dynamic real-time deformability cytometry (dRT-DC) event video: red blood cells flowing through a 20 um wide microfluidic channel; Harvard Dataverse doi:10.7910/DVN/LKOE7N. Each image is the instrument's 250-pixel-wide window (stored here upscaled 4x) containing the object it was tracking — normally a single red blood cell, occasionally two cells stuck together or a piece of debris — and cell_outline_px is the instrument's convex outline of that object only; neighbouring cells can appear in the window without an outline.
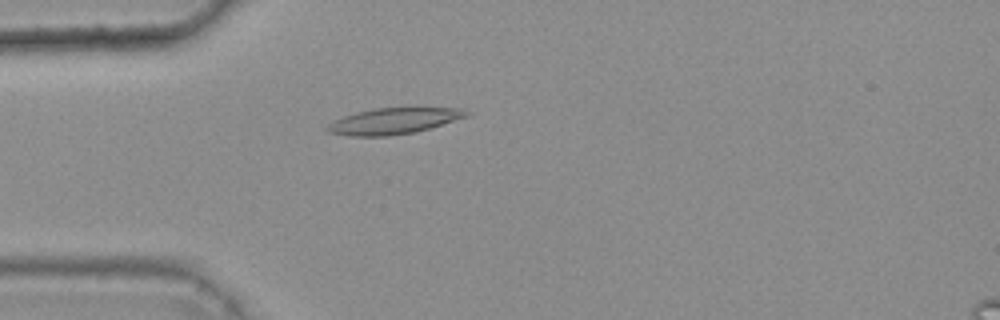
{"species": "common noctule bat (a hibernating species)", "species_latin": "Nyctalus noctula", "temperature_condition": "warm", "stored_images_in_passage": 41, "camera_frame_rate_fps": 3000, "um_per_image_px": 0.085, "animal": {"sex": "female", "body_mass_g": 25.1}, "frame": {"image": 1, "passage_image": 7, "time_ms": 2.0, "image_size_px": [1000, 320], "cell_outline_px": [[472, 112], [468, 116], [416, 132], [388, 136], [352, 136], [328, 132], [324, 128], [328, 124], [344, 116], [356, 112], [372, 108], [460, 108]], "centroid_in_image_um": [33.45, 10.28], "position_along_channel_um": 51.5, "area_um2": 21.04}}
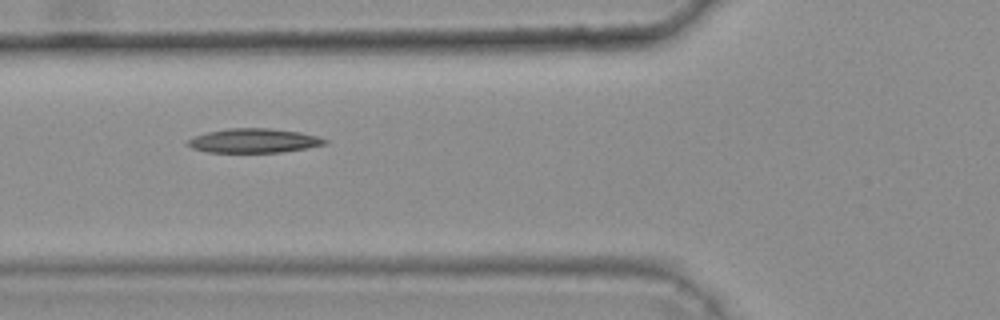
{"frame": {"image": 2, "passage_image": 12, "time_ms": 3.667, "image_size_px": [1000, 320], "cell_outline_px": [[328, 140], [324, 144], [308, 148], [280, 152], [208, 152], [192, 148], [184, 144], [192, 136], [208, 132], [228, 128], [268, 128], [300, 132], [316, 136]], "centroid_in_image_um": [21.53, 11.95], "position_along_channel_um": 104.3, "area_um2": 19.31}}
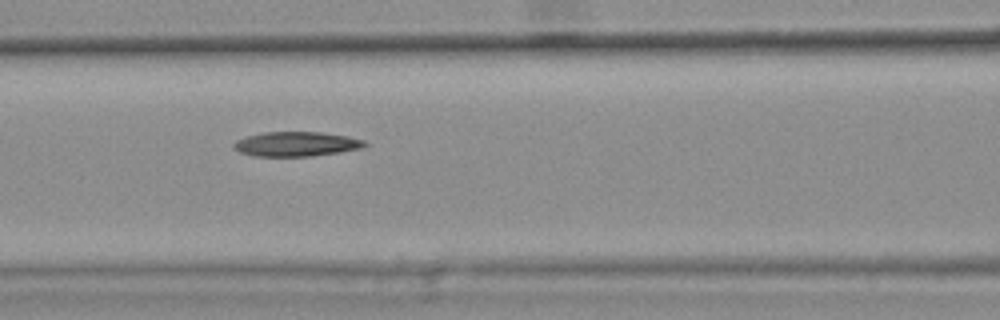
{"frame": {"image": 3, "passage_image": 15, "time_ms": 4.667, "image_size_px": [1000, 320], "cell_outline_px": [[368, 144], [364, 148], [312, 156], [252, 156], [240, 152], [232, 148], [232, 144], [236, 140], [244, 136], [264, 132], [320, 132], [348, 136], [364, 140]], "centroid_in_image_um": [25.15, 12.24], "position_along_channel_um": 141.4, "area_um2": 18.96}}